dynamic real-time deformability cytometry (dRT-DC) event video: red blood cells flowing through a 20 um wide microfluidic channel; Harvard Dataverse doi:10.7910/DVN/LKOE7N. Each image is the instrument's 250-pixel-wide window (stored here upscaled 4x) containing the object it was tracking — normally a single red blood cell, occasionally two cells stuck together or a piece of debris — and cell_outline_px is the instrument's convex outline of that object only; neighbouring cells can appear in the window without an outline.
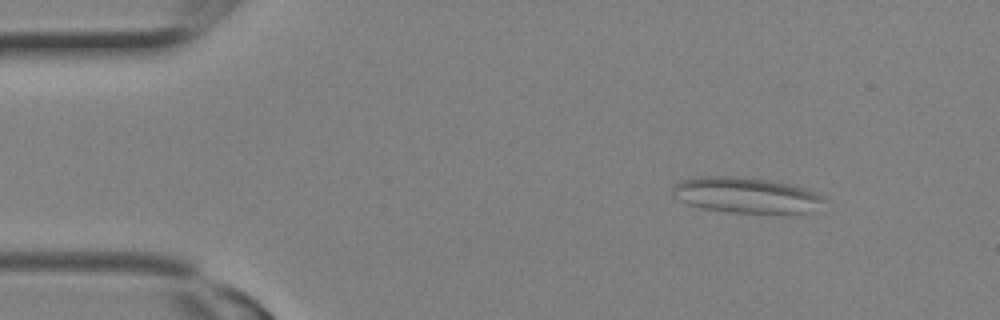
{"species": "Egyptian fruit bat (a non-hibernating species)", "species_latin": "Rousettus aegyptiacus", "temperature_condition": "room temperature", "stored_images_in_passage": 2, "camera_frame_rate_fps": 3000, "um_per_image_px": 0.085, "animal": {"sex": "female"}, "frame": {"image": 1, "passage_image": 1, "time_ms": 0.0, "image_size_px": [1000, 320], "cell_outline_px": [[828, 200], [808, 212], [728, 212], [700, 208], [688, 204], [672, 196], [672, 188], [680, 180], [700, 176], [744, 176], [772, 180], [804, 188], [824, 196]], "centroid_in_image_um": [63.36, 16.56], "position_along_channel_um": 21.6, "area_um2": 31.44}}